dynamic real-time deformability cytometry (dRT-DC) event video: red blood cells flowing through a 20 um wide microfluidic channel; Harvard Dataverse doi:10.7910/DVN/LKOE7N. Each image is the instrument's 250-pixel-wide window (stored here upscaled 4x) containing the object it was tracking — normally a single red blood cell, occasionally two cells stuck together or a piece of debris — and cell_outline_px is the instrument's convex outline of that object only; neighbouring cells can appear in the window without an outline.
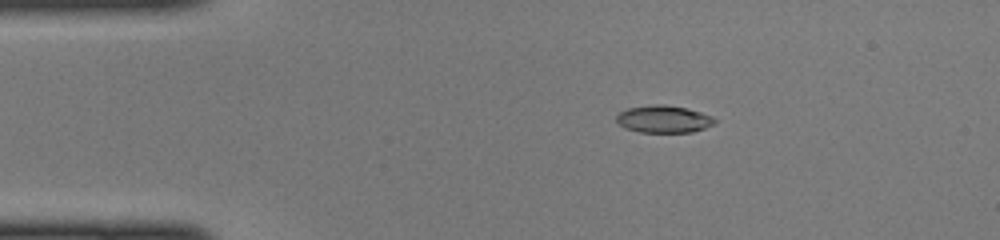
{"species": "common noctule bat (a hibernating species)", "species_latin": "Nyctalus noctula", "temperature_condition": "cold", "stored_images_in_passage": 45, "camera_frame_rate_fps": 3000, "um_per_image_px": 0.085, "animal": {"sex": "female", "body_mass_g": 22.0, "forearm_length_mm": 56.7}, "frame": {"image": 1, "passage_image": 7, "time_ms": 2.0, "image_size_px": [1000, 240], "cell_outline_px": [[716, 120], [712, 124], [704, 128], [692, 132], [640, 132], [624, 128], [616, 120], [616, 116], [620, 112], [628, 108], [652, 104], [664, 104], [688, 108], [712, 116]], "centroid_in_image_um": [56.39, 10.11], "position_along_channel_um": 28.6, "area_um2": 15.61}}
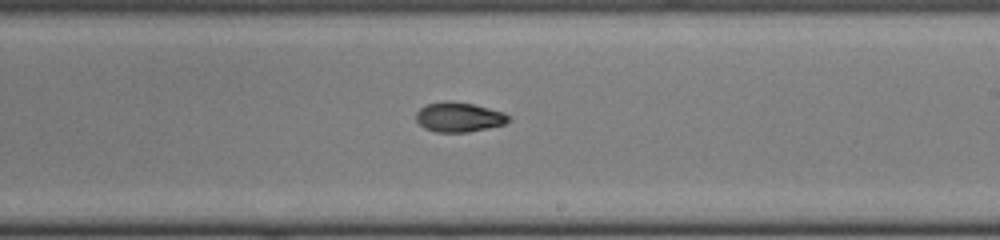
{"frame": {"image": 2, "passage_image": 26, "time_ms": 8.333, "image_size_px": [1000, 240], "cell_outline_px": [[512, 120], [504, 124], [488, 128], [468, 132], [436, 132], [424, 128], [416, 120], [416, 112], [420, 108], [428, 104], [444, 100], [452, 100], [472, 104], [504, 112], [512, 116]], "centroid_in_image_um": [39.03, 9.95], "position_along_channel_um": 250.0, "area_um2": 16.18}}
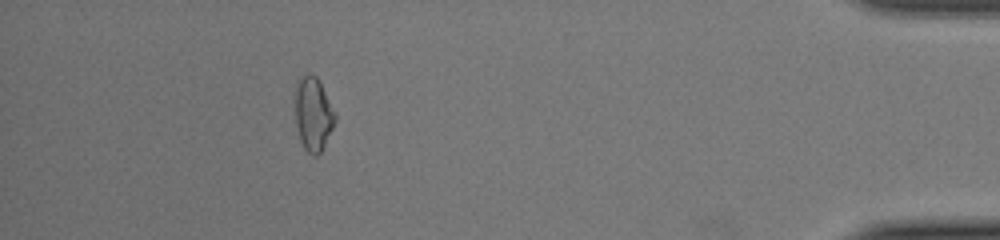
{"frame": {"image": 3, "passage_image": 41, "time_ms": 13.333, "image_size_px": [1000, 240], "cell_outline_px": [[336, 120], [320, 152], [316, 156], [312, 156], [304, 148], [300, 140], [296, 124], [296, 88], [300, 80], [308, 72], [312, 72], [316, 76], [336, 116]], "centroid_in_image_um": [26.61, 9.71], "position_along_channel_um": 408.6, "area_um2": 16.53}}